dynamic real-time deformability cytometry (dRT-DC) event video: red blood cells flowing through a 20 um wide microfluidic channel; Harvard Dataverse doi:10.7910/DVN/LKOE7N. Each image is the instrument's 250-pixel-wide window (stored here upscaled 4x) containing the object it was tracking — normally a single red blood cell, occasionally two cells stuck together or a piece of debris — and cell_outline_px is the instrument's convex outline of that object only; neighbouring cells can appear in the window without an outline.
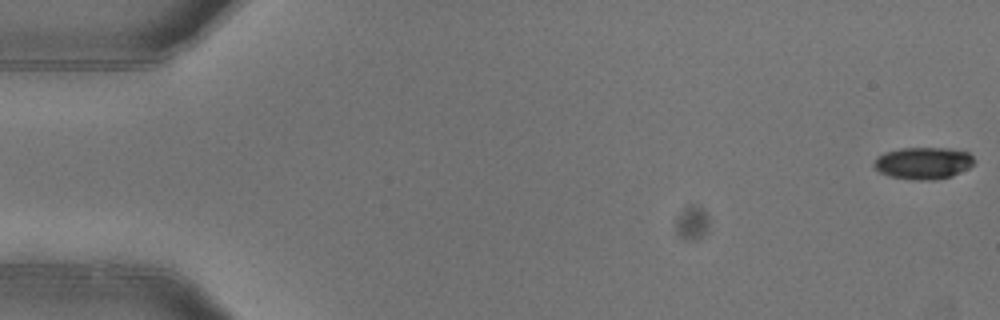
{"species": "common noctule bat (a hibernating species)", "species_latin": "Nyctalus noctula", "temperature_condition": "warm", "stored_images_in_passage": 4, "camera_frame_rate_fps": 3000, "um_per_image_px": 0.085, "animal": {"sex": "female"}, "frame": {"image": 1, "passage_image": 1, "time_ms": 0.0, "image_size_px": [1000, 320], "cell_outline_px": [[972, 164], [968, 168], [952, 176], [936, 180], [912, 180], [888, 176], [880, 172], [872, 164], [876, 156], [884, 152], [900, 148], [948, 148], [968, 152], [972, 156]], "centroid_in_image_um": [78.43, 13.87], "position_along_channel_um": 6.6, "area_um2": 18.79}}
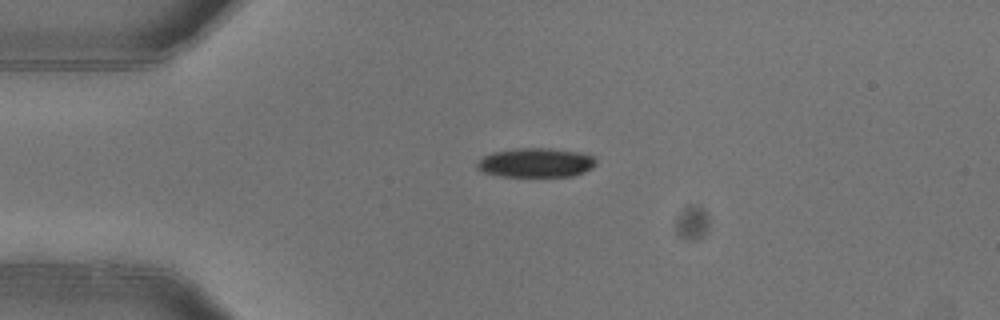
{"frame": {"image": 2, "passage_image": 4, "time_ms": 1.0, "image_size_px": [1000, 320], "cell_outline_px": [[596, 164], [592, 168], [584, 172], [572, 176], [500, 176], [484, 172], [476, 168], [476, 164], [484, 156], [492, 152], [516, 148], [552, 148], [576, 152], [596, 156]], "centroid_in_image_um": [45.56, 13.82], "position_along_channel_um": 39.4, "area_um2": 20.29}}